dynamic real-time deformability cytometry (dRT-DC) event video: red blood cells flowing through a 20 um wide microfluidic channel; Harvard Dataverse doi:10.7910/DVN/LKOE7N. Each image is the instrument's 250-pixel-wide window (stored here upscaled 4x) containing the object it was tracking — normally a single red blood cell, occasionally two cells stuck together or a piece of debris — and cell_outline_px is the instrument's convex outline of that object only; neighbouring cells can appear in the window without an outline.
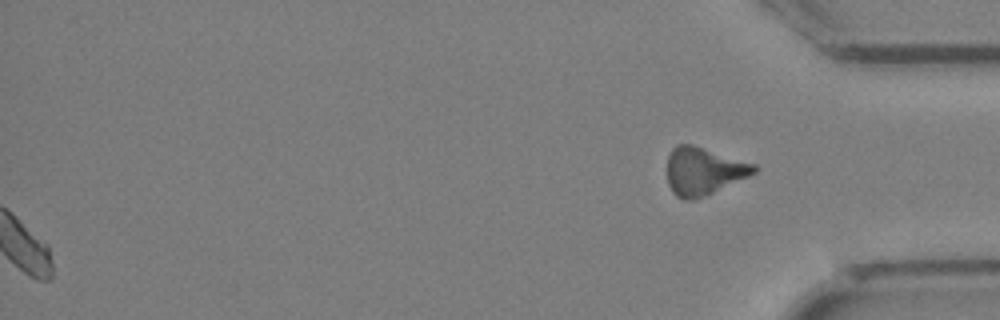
{"species": "Egyptian fruit bat (a non-hibernating species)", "species_latin": "Rousettus aegyptiacus", "temperature_condition": "cold", "stored_images_in_passage": 32, "segment_of_instrument_passage": [2, 2], "camera_frame_rate_fps": 3000, "um_per_image_px": 0.085, "animal": {"sex": "female"}, "frame": {"image": 1, "passage_image": 32, "time_ms": 10.333, "image_size_px": [1000, 320], "cell_outline_px": [[760, 168], [756, 172], [748, 176], [704, 196], [692, 200], [684, 200], [676, 196], [672, 192], [668, 184], [668, 156], [672, 148], [676, 144], [692, 144], [756, 164]], "centroid_in_image_um": [59.79, 14.53], "position_along_channel_um": 375.4, "area_um2": 24.04}}